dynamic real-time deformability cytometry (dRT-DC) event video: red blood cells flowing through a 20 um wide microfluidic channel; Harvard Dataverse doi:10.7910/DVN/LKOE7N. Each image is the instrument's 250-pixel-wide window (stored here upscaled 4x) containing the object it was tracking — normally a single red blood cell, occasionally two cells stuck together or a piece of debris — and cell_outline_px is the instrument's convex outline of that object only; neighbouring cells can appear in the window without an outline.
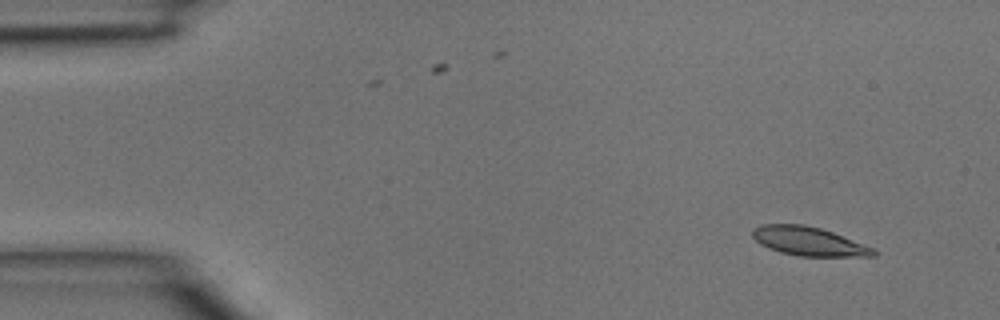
{"species": "common noctule bat (a hibernating species)", "species_latin": "Nyctalus noctula", "temperature_condition": "room temperature", "stored_images_in_passage": 3, "segment_of_instrument_passage": [2, 2], "camera_frame_rate_fps": 3000, "um_per_image_px": 0.085, "animal": {"sex": "male", "body_mass_g": 15.6}, "frame": {"image": 1, "passage_image": 3, "time_ms": 0.667, "image_size_px": [1000, 320], "cell_outline_px": [[880, 252], [876, 256], [800, 256], [780, 252], [768, 248], [760, 244], [752, 236], [752, 228], [760, 224], [804, 224], [820, 228], [832, 232], [876, 248]], "centroid_in_image_um": [68.76, 20.51], "position_along_channel_um": 16.2, "area_um2": 20.52}}